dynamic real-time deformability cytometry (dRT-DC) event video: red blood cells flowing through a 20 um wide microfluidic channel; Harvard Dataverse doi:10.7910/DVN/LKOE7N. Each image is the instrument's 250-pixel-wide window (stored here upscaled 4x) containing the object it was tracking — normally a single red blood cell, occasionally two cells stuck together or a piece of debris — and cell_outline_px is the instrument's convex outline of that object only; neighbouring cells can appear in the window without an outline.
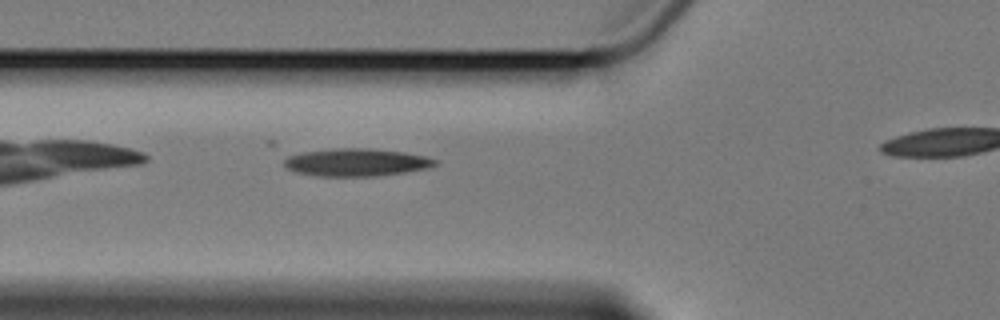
{"species": "Egyptian fruit bat (a non-hibernating species)", "species_latin": "Rousettus aegyptiacus", "temperature_condition": "cold", "stored_images_in_passage": 5, "segment_of_instrument_passage": [1, 2], "camera_frame_rate_fps": 3000, "um_per_image_px": 0.085, "animal": {"sex": "female"}, "frame": {"image": 1, "passage_image": 4, "time_ms": 3.333, "image_size_px": [1000, 320], "cell_outline_px": [[436, 164], [424, 168], [404, 172], [376, 176], [320, 176], [296, 172], [288, 168], [284, 164], [284, 160], [288, 156], [304, 152], [336, 148], [368, 148], [404, 152], [428, 156], [436, 160]], "centroid_in_image_um": [30.29, 13.79], "position_along_channel_um": 95.5, "area_um2": 24.04}}